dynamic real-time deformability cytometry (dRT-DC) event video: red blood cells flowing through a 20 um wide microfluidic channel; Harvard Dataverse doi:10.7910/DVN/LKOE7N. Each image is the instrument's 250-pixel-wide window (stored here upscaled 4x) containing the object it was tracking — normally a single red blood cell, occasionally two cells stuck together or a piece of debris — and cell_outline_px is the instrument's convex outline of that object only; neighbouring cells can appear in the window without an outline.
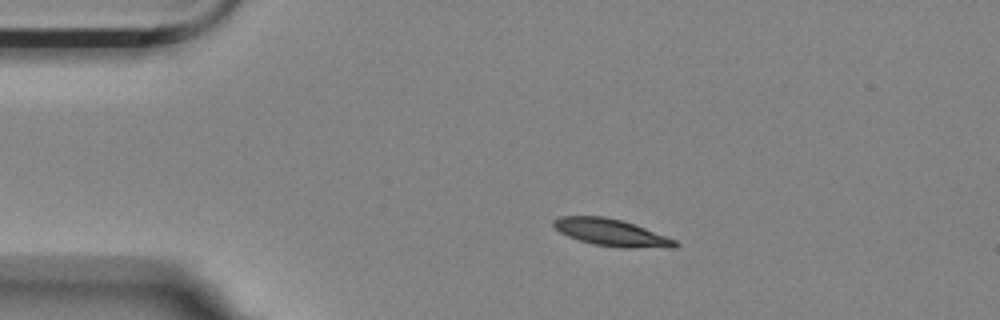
{"species": "Egyptian fruit bat (a non-hibernating species)", "species_latin": "Rousettus aegyptiacus", "temperature_condition": "room temperature", "stored_images_in_passage": 47, "camera_frame_rate_fps": 3000, "um_per_image_px": 0.085, "animal": {"sex": "female"}, "frame": {"image": 1, "passage_image": 1, "time_ms": 0.0, "image_size_px": [1000, 320], "cell_outline_px": [[680, 244], [676, 248], [620, 248], [592, 244], [568, 236], [560, 232], [552, 224], [552, 220], [560, 216], [604, 216], [620, 220], [644, 228], [676, 240]], "centroid_in_image_um": [51.97, 19.78], "position_along_channel_um": 33.0, "area_um2": 19.13}}
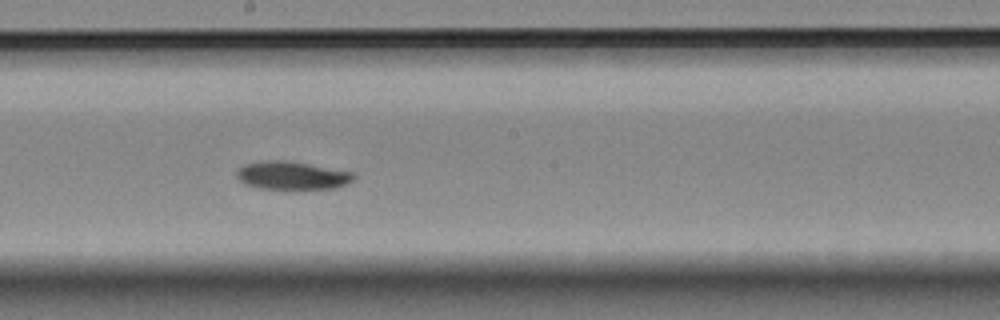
{"frame": {"image": 2, "passage_image": 21, "time_ms": 6.667, "image_size_px": [1000, 320], "cell_outline_px": [[356, 176], [348, 184], [336, 188], [288, 192], [256, 188], [244, 184], [236, 176], [236, 172], [244, 164], [264, 160], [284, 160], [308, 164], [352, 172]], "centroid_in_image_um": [24.8, 14.98], "position_along_channel_um": 223.4, "area_um2": 20.11}}
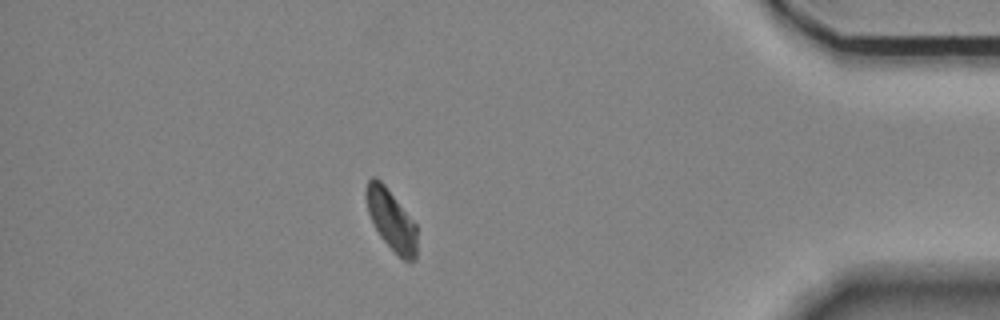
{"frame": {"image": 3, "passage_image": 40, "time_ms": 13.0, "image_size_px": [1000, 320], "cell_outline_px": [[416, 260], [404, 260], [380, 236], [368, 212], [364, 192], [364, 188], [368, 180], [372, 176], [380, 180], [384, 184], [416, 224]], "centroid_in_image_um": [33.23, 18.64], "position_along_channel_um": 402.0, "area_um2": 17.63}, "authors_computed_cell_mechanics": {"area_um2": 19.2474, "velocity_mm_per_s": 3.4703, "shape_relaxation_time_tau1_ms": 3.1506, "shape_relaxation_time_tau2_ms": null, "deformation_change_tau1": 0.1077, "deformation_change_tau2": null}}